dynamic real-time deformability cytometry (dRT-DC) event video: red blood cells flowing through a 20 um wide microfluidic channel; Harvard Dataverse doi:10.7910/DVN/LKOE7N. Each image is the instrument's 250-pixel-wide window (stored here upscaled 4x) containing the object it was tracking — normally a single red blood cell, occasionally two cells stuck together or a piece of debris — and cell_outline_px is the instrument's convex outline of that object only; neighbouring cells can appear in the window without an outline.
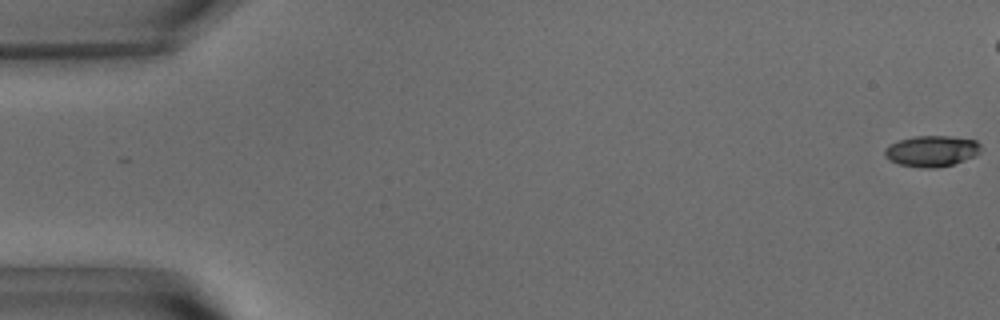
{"species": "common noctule bat (a hibernating species)", "species_latin": "Nyctalus noctula", "temperature_condition": "warm", "stored_images_in_passage": 49, "camera_frame_rate_fps": 3000, "um_per_image_px": 0.085, "animal": {"sex": "male", "body_mass_g": 15.6}, "frame": {"image": 1, "passage_image": 1, "time_ms": 0.0, "image_size_px": [1000, 320], "cell_outline_px": [[980, 152], [976, 156], [952, 164], [936, 168], [920, 168], [900, 164], [884, 156], [884, 148], [888, 144], [900, 140], [916, 136], [952, 136], [976, 140], [980, 144]], "centroid_in_image_um": [79.2, 12.83], "position_along_channel_um": 5.8, "area_um2": 17.4}}
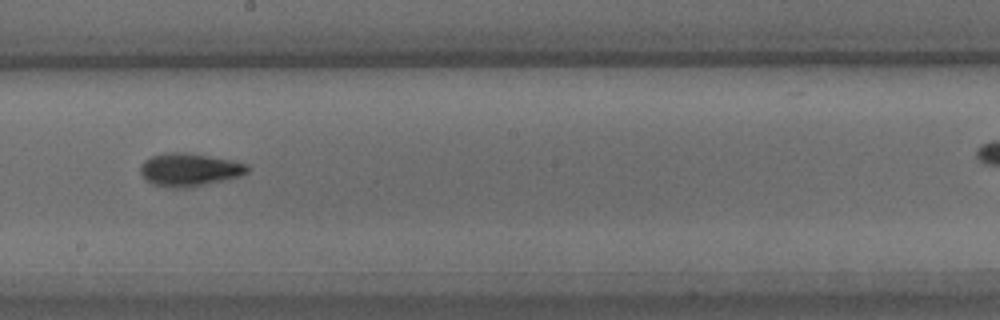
{"frame": {"image": 2, "passage_image": 32, "time_ms": 10.333, "image_size_px": [1000, 320], "cell_outline_px": [[248, 172], [240, 176], [192, 188], [172, 188], [152, 184], [140, 172], [140, 164], [144, 160], [152, 156], [164, 152], [184, 152], [232, 160], [248, 164]], "centroid_in_image_um": [16.09, 14.43], "position_along_channel_um": 232.1, "area_um2": 20.69}}
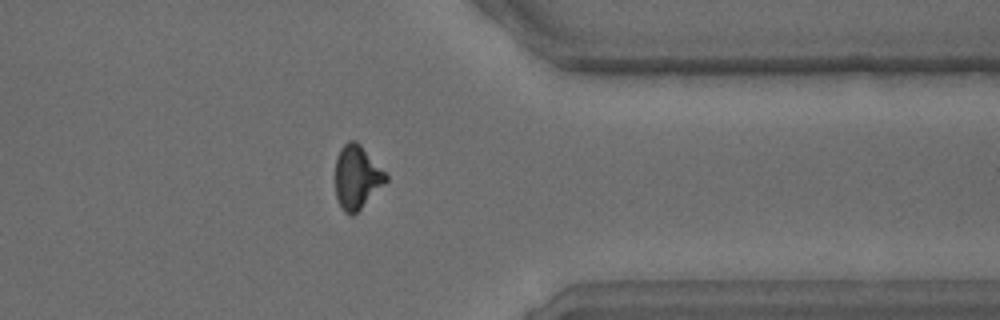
{"frame": {"image": 3, "passage_image": 45, "time_ms": 14.667, "image_size_px": [1000, 320], "cell_outline_px": [[388, 180], [352, 216], [344, 212], [336, 196], [336, 160], [340, 148], [348, 140], [356, 140], [360, 144], [388, 176]], "centroid_in_image_um": [30.32, 15.04], "position_along_channel_um": 381.1, "area_um2": 18.32}, "authors_computed_cell_mechanics": {"area_um2": 18.7272, "velocity_mm_per_s": 3.6521, "shape_relaxation_time_tau1_ms": 4.779, "shape_relaxation_time_tau2_ms": 3.1532, "deformation_change_tau1": 0.1909, "deformation_change_tau2": 0.1157}}